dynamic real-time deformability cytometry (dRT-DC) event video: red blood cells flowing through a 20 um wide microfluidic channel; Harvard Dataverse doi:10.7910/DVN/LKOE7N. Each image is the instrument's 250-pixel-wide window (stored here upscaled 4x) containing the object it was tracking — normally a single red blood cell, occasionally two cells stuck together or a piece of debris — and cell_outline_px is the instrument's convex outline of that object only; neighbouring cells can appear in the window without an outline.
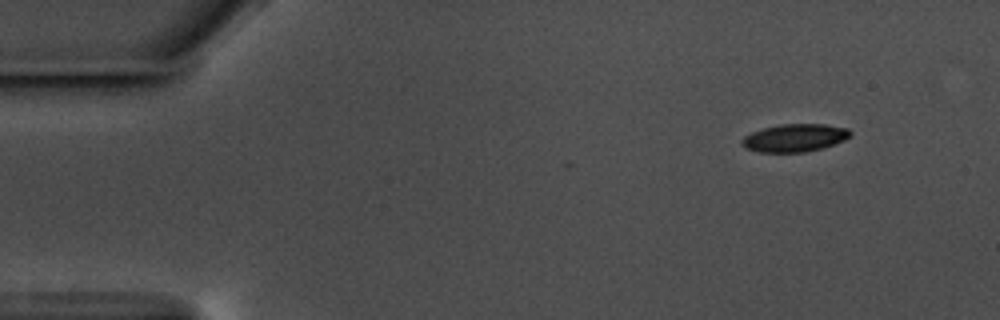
{"species": "common noctule bat (a hibernating species)", "species_latin": "Nyctalus noctula", "temperature_condition": "warm", "stored_images_in_passage": 3, "camera_frame_rate_fps": 3000, "um_per_image_px": 0.085, "animal": {"sex": "male", "body_mass_g": 17.5, "forearm_length_mm": 52.3}, "frame": {"image": 1, "passage_image": 1, "time_ms": 0.0, "image_size_px": [1000, 320], "cell_outline_px": [[852, 136], [844, 140], [820, 148], [804, 152], [760, 152], [744, 148], [740, 144], [740, 140], [744, 136], [760, 128], [780, 124], [824, 124], [848, 128], [852, 132]], "centroid_in_image_um": [67.51, 11.71], "position_along_channel_um": 17.5, "area_um2": 17.69}}